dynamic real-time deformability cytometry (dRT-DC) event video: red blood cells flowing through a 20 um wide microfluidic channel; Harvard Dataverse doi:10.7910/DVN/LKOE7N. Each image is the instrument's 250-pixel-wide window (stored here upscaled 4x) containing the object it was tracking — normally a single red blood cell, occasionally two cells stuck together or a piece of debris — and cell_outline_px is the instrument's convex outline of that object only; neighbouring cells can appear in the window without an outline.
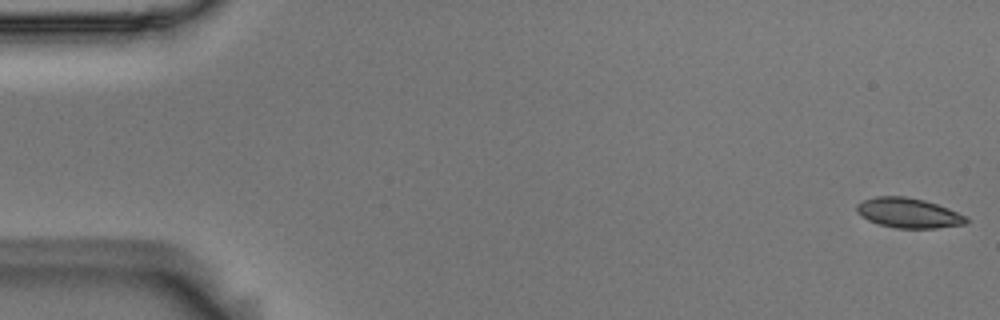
{"species": "Egyptian fruit bat (a non-hibernating species)", "species_latin": "Rousettus aegyptiacus", "temperature_condition": "room temperature", "stored_images_in_passage": 55, "camera_frame_rate_fps": 3000, "um_per_image_px": 0.085, "animal": {"sex": "male"}, "frame": {"image": 1, "passage_image": 1, "time_ms": 0.0, "image_size_px": [1000, 320], "cell_outline_px": [[968, 224], [936, 228], [896, 228], [880, 224], [868, 220], [860, 216], [856, 212], [856, 204], [860, 200], [876, 196], [904, 196], [924, 200], [948, 208], [968, 216]], "centroid_in_image_um": [77.21, 18.1], "position_along_channel_um": 7.8, "area_um2": 19.31}}
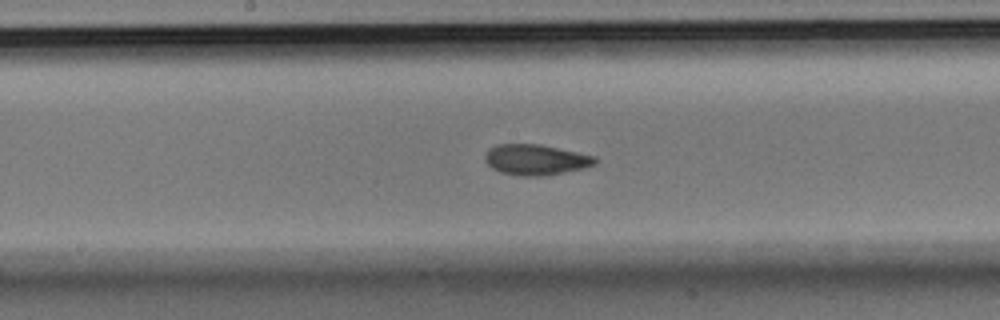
{"frame": {"image": 2, "passage_image": 28, "time_ms": 9.0, "image_size_px": [1000, 320], "cell_outline_px": [[596, 164], [584, 168], [544, 176], [520, 176], [500, 172], [492, 168], [484, 160], [484, 156], [488, 148], [496, 144], [540, 144], [596, 156]], "centroid_in_image_um": [45.51, 13.57], "position_along_channel_um": 202.7, "area_um2": 19.77}}
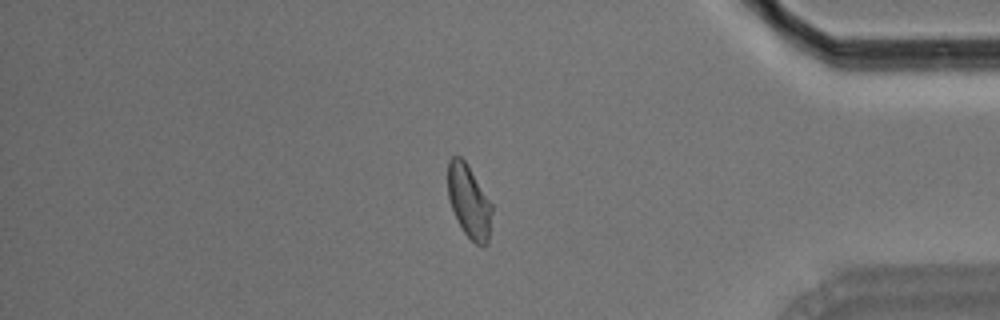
{"frame": {"image": 3, "passage_image": 46, "time_ms": 15.0, "image_size_px": [1000, 320], "cell_outline_px": [[492, 212], [488, 244], [484, 248], [476, 244], [464, 232], [452, 208], [448, 196], [448, 160], [452, 156], [460, 156], [464, 160], [492, 204]], "centroid_in_image_um": [39.88, 17.14], "position_along_channel_um": 395.3, "area_um2": 18.5}, "authors_computed_cell_mechanics": {"area_um2": 19.3052, "velocity_mm_per_s": 3.6947, "shape_relaxation_time_tau1_ms": null, "shape_relaxation_time_tau2_ms": 2.0449, "deformation_change_tau1": null, "deformation_change_tau2": 0.0572}}